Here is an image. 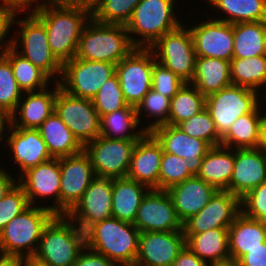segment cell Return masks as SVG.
<instances>
[{"label": "cell", "mask_w": 266, "mask_h": 266, "mask_svg": "<svg viewBox=\"0 0 266 266\" xmlns=\"http://www.w3.org/2000/svg\"><path fill=\"white\" fill-rule=\"evenodd\" d=\"M43 23L52 54L63 65L76 55L78 42L91 12L62 1L40 0L31 10Z\"/></svg>", "instance_id": "6da1fadb"}, {"label": "cell", "mask_w": 266, "mask_h": 266, "mask_svg": "<svg viewBox=\"0 0 266 266\" xmlns=\"http://www.w3.org/2000/svg\"><path fill=\"white\" fill-rule=\"evenodd\" d=\"M140 231L133 223L115 217L91 225L85 231L86 247L120 266L134 265L138 254Z\"/></svg>", "instance_id": "7a4b0ae2"}, {"label": "cell", "mask_w": 266, "mask_h": 266, "mask_svg": "<svg viewBox=\"0 0 266 266\" xmlns=\"http://www.w3.org/2000/svg\"><path fill=\"white\" fill-rule=\"evenodd\" d=\"M85 247V232L66 215H56L44 228L32 260L42 266H73Z\"/></svg>", "instance_id": "3957f363"}, {"label": "cell", "mask_w": 266, "mask_h": 266, "mask_svg": "<svg viewBox=\"0 0 266 266\" xmlns=\"http://www.w3.org/2000/svg\"><path fill=\"white\" fill-rule=\"evenodd\" d=\"M135 48L125 25L103 24L90 18L81 32L75 57L117 65Z\"/></svg>", "instance_id": "277c9868"}, {"label": "cell", "mask_w": 266, "mask_h": 266, "mask_svg": "<svg viewBox=\"0 0 266 266\" xmlns=\"http://www.w3.org/2000/svg\"><path fill=\"white\" fill-rule=\"evenodd\" d=\"M39 205H30L0 231L1 256L32 259L44 228L56 216Z\"/></svg>", "instance_id": "5b68a950"}, {"label": "cell", "mask_w": 266, "mask_h": 266, "mask_svg": "<svg viewBox=\"0 0 266 266\" xmlns=\"http://www.w3.org/2000/svg\"><path fill=\"white\" fill-rule=\"evenodd\" d=\"M18 14L21 17L18 11L13 22L19 29L13 32L16 34L12 37L13 49L50 79L53 78V82H59L63 65L51 52L44 23L32 11H21V14H27L21 20L17 17Z\"/></svg>", "instance_id": "8992f818"}, {"label": "cell", "mask_w": 266, "mask_h": 266, "mask_svg": "<svg viewBox=\"0 0 266 266\" xmlns=\"http://www.w3.org/2000/svg\"><path fill=\"white\" fill-rule=\"evenodd\" d=\"M176 0H141L125 27L136 48H150L165 33L177 29L182 20L175 12Z\"/></svg>", "instance_id": "52a82bcc"}, {"label": "cell", "mask_w": 266, "mask_h": 266, "mask_svg": "<svg viewBox=\"0 0 266 266\" xmlns=\"http://www.w3.org/2000/svg\"><path fill=\"white\" fill-rule=\"evenodd\" d=\"M260 93L247 87L230 85L205 98V108L221 139L237 118L252 113L260 104L263 106Z\"/></svg>", "instance_id": "ba28073f"}, {"label": "cell", "mask_w": 266, "mask_h": 266, "mask_svg": "<svg viewBox=\"0 0 266 266\" xmlns=\"http://www.w3.org/2000/svg\"><path fill=\"white\" fill-rule=\"evenodd\" d=\"M158 63L171 70L185 83L195 73L196 52L191 31L182 23L177 29L165 33L151 47Z\"/></svg>", "instance_id": "9c48e42d"}, {"label": "cell", "mask_w": 266, "mask_h": 266, "mask_svg": "<svg viewBox=\"0 0 266 266\" xmlns=\"http://www.w3.org/2000/svg\"><path fill=\"white\" fill-rule=\"evenodd\" d=\"M115 73V64L74 57L63 64L59 84L71 96L92 99Z\"/></svg>", "instance_id": "30bf717a"}, {"label": "cell", "mask_w": 266, "mask_h": 266, "mask_svg": "<svg viewBox=\"0 0 266 266\" xmlns=\"http://www.w3.org/2000/svg\"><path fill=\"white\" fill-rule=\"evenodd\" d=\"M138 140L107 139L97 137L84 146L90 157L96 177L126 178L133 150Z\"/></svg>", "instance_id": "8fae6325"}, {"label": "cell", "mask_w": 266, "mask_h": 266, "mask_svg": "<svg viewBox=\"0 0 266 266\" xmlns=\"http://www.w3.org/2000/svg\"><path fill=\"white\" fill-rule=\"evenodd\" d=\"M155 61L150 48H135L116 65L120 88L128 105L136 107L151 89Z\"/></svg>", "instance_id": "7c38bea8"}, {"label": "cell", "mask_w": 266, "mask_h": 266, "mask_svg": "<svg viewBox=\"0 0 266 266\" xmlns=\"http://www.w3.org/2000/svg\"><path fill=\"white\" fill-rule=\"evenodd\" d=\"M54 111L83 146L100 136V117L92 99L71 96L60 88Z\"/></svg>", "instance_id": "4fadbf2b"}, {"label": "cell", "mask_w": 266, "mask_h": 266, "mask_svg": "<svg viewBox=\"0 0 266 266\" xmlns=\"http://www.w3.org/2000/svg\"><path fill=\"white\" fill-rule=\"evenodd\" d=\"M18 184L23 188L28 202L32 206H37L36 202L51 197L53 204L41 205L55 215H60V161L59 158L40 163L23 172L18 178ZM38 199V200H37Z\"/></svg>", "instance_id": "5bb4252c"}, {"label": "cell", "mask_w": 266, "mask_h": 266, "mask_svg": "<svg viewBox=\"0 0 266 266\" xmlns=\"http://www.w3.org/2000/svg\"><path fill=\"white\" fill-rule=\"evenodd\" d=\"M60 161V215H66L81 199L96 177L88 154L83 150L78 154L59 158Z\"/></svg>", "instance_id": "9a60e30c"}, {"label": "cell", "mask_w": 266, "mask_h": 266, "mask_svg": "<svg viewBox=\"0 0 266 266\" xmlns=\"http://www.w3.org/2000/svg\"><path fill=\"white\" fill-rule=\"evenodd\" d=\"M140 232L183 231L166 190L150 189L142 199L133 223Z\"/></svg>", "instance_id": "2e32d148"}, {"label": "cell", "mask_w": 266, "mask_h": 266, "mask_svg": "<svg viewBox=\"0 0 266 266\" xmlns=\"http://www.w3.org/2000/svg\"><path fill=\"white\" fill-rule=\"evenodd\" d=\"M241 213V199L228 190H217L196 215L183 223L184 234H197L215 228H229Z\"/></svg>", "instance_id": "e0dca14e"}, {"label": "cell", "mask_w": 266, "mask_h": 266, "mask_svg": "<svg viewBox=\"0 0 266 266\" xmlns=\"http://www.w3.org/2000/svg\"><path fill=\"white\" fill-rule=\"evenodd\" d=\"M66 216L83 232L91 225L112 217V179L95 177Z\"/></svg>", "instance_id": "ac0fdd59"}, {"label": "cell", "mask_w": 266, "mask_h": 266, "mask_svg": "<svg viewBox=\"0 0 266 266\" xmlns=\"http://www.w3.org/2000/svg\"><path fill=\"white\" fill-rule=\"evenodd\" d=\"M209 16L210 18L203 19L204 21L193 27L187 25L192 34L196 56L231 61L234 50V24L216 20L213 15Z\"/></svg>", "instance_id": "d6986e66"}, {"label": "cell", "mask_w": 266, "mask_h": 266, "mask_svg": "<svg viewBox=\"0 0 266 266\" xmlns=\"http://www.w3.org/2000/svg\"><path fill=\"white\" fill-rule=\"evenodd\" d=\"M185 246L183 231L140 232L137 266H173Z\"/></svg>", "instance_id": "ffe728a7"}, {"label": "cell", "mask_w": 266, "mask_h": 266, "mask_svg": "<svg viewBox=\"0 0 266 266\" xmlns=\"http://www.w3.org/2000/svg\"><path fill=\"white\" fill-rule=\"evenodd\" d=\"M151 133L160 142L163 152L186 159L190 163V173L193 176L199 174L203 158L212 148L208 142L191 137L169 124L159 126Z\"/></svg>", "instance_id": "44dd1931"}, {"label": "cell", "mask_w": 266, "mask_h": 266, "mask_svg": "<svg viewBox=\"0 0 266 266\" xmlns=\"http://www.w3.org/2000/svg\"><path fill=\"white\" fill-rule=\"evenodd\" d=\"M12 152L13 160L19 167L18 177L26 170L53 158L38 129L13 127L4 140Z\"/></svg>", "instance_id": "7402d4cb"}, {"label": "cell", "mask_w": 266, "mask_h": 266, "mask_svg": "<svg viewBox=\"0 0 266 266\" xmlns=\"http://www.w3.org/2000/svg\"><path fill=\"white\" fill-rule=\"evenodd\" d=\"M163 148L151 132H146L135 144L127 178L158 190Z\"/></svg>", "instance_id": "603a6c76"}, {"label": "cell", "mask_w": 266, "mask_h": 266, "mask_svg": "<svg viewBox=\"0 0 266 266\" xmlns=\"http://www.w3.org/2000/svg\"><path fill=\"white\" fill-rule=\"evenodd\" d=\"M266 181V154L258 148L234 149L230 192L240 199Z\"/></svg>", "instance_id": "cb8c5ba5"}, {"label": "cell", "mask_w": 266, "mask_h": 266, "mask_svg": "<svg viewBox=\"0 0 266 266\" xmlns=\"http://www.w3.org/2000/svg\"><path fill=\"white\" fill-rule=\"evenodd\" d=\"M53 85L52 91L49 86L41 91L23 93L11 114L13 127L37 129L54 112L57 91L61 87L59 82Z\"/></svg>", "instance_id": "d4e9b609"}, {"label": "cell", "mask_w": 266, "mask_h": 266, "mask_svg": "<svg viewBox=\"0 0 266 266\" xmlns=\"http://www.w3.org/2000/svg\"><path fill=\"white\" fill-rule=\"evenodd\" d=\"M166 191L172 200L178 218L183 224L208 204L217 189L198 176H192L173 185Z\"/></svg>", "instance_id": "484cf974"}, {"label": "cell", "mask_w": 266, "mask_h": 266, "mask_svg": "<svg viewBox=\"0 0 266 266\" xmlns=\"http://www.w3.org/2000/svg\"><path fill=\"white\" fill-rule=\"evenodd\" d=\"M228 232L230 259L236 261L266 242V223L246 217L242 212L229 226Z\"/></svg>", "instance_id": "4316f807"}, {"label": "cell", "mask_w": 266, "mask_h": 266, "mask_svg": "<svg viewBox=\"0 0 266 266\" xmlns=\"http://www.w3.org/2000/svg\"><path fill=\"white\" fill-rule=\"evenodd\" d=\"M184 236L185 246L207 265L230 259L228 228H215Z\"/></svg>", "instance_id": "83f0119b"}, {"label": "cell", "mask_w": 266, "mask_h": 266, "mask_svg": "<svg viewBox=\"0 0 266 266\" xmlns=\"http://www.w3.org/2000/svg\"><path fill=\"white\" fill-rule=\"evenodd\" d=\"M150 188L126 178L112 179V217L134 223L142 199Z\"/></svg>", "instance_id": "f1b7e54d"}, {"label": "cell", "mask_w": 266, "mask_h": 266, "mask_svg": "<svg viewBox=\"0 0 266 266\" xmlns=\"http://www.w3.org/2000/svg\"><path fill=\"white\" fill-rule=\"evenodd\" d=\"M37 129L53 158L75 155L84 150L55 111Z\"/></svg>", "instance_id": "f546056e"}, {"label": "cell", "mask_w": 266, "mask_h": 266, "mask_svg": "<svg viewBox=\"0 0 266 266\" xmlns=\"http://www.w3.org/2000/svg\"><path fill=\"white\" fill-rule=\"evenodd\" d=\"M190 84L194 85L205 97L232 85L230 61L197 57L195 73Z\"/></svg>", "instance_id": "4dcf8cb0"}, {"label": "cell", "mask_w": 266, "mask_h": 266, "mask_svg": "<svg viewBox=\"0 0 266 266\" xmlns=\"http://www.w3.org/2000/svg\"><path fill=\"white\" fill-rule=\"evenodd\" d=\"M234 167V149L224 146L212 147L203 158L199 178L217 190L230 192V180Z\"/></svg>", "instance_id": "1f68e13d"}, {"label": "cell", "mask_w": 266, "mask_h": 266, "mask_svg": "<svg viewBox=\"0 0 266 266\" xmlns=\"http://www.w3.org/2000/svg\"><path fill=\"white\" fill-rule=\"evenodd\" d=\"M145 133L134 106L129 105L100 117V136L104 138L139 140Z\"/></svg>", "instance_id": "d6a6232c"}, {"label": "cell", "mask_w": 266, "mask_h": 266, "mask_svg": "<svg viewBox=\"0 0 266 266\" xmlns=\"http://www.w3.org/2000/svg\"><path fill=\"white\" fill-rule=\"evenodd\" d=\"M261 104L252 112L237 118L227 134L221 139V146L231 149L257 148L260 125L264 116Z\"/></svg>", "instance_id": "836d02e7"}, {"label": "cell", "mask_w": 266, "mask_h": 266, "mask_svg": "<svg viewBox=\"0 0 266 266\" xmlns=\"http://www.w3.org/2000/svg\"><path fill=\"white\" fill-rule=\"evenodd\" d=\"M207 6L218 9L226 14L224 18L214 17L216 20L230 24L242 22L266 21V0H207Z\"/></svg>", "instance_id": "e575fe53"}, {"label": "cell", "mask_w": 266, "mask_h": 266, "mask_svg": "<svg viewBox=\"0 0 266 266\" xmlns=\"http://www.w3.org/2000/svg\"><path fill=\"white\" fill-rule=\"evenodd\" d=\"M266 55V21L234 24L233 58Z\"/></svg>", "instance_id": "d590c367"}, {"label": "cell", "mask_w": 266, "mask_h": 266, "mask_svg": "<svg viewBox=\"0 0 266 266\" xmlns=\"http://www.w3.org/2000/svg\"><path fill=\"white\" fill-rule=\"evenodd\" d=\"M230 75L232 85L247 87L258 92L265 91L266 55L233 58L230 61Z\"/></svg>", "instance_id": "8d00e7d4"}, {"label": "cell", "mask_w": 266, "mask_h": 266, "mask_svg": "<svg viewBox=\"0 0 266 266\" xmlns=\"http://www.w3.org/2000/svg\"><path fill=\"white\" fill-rule=\"evenodd\" d=\"M3 55L10 61L14 77L23 93L44 90L53 82L38 67L18 54L13 47L7 49Z\"/></svg>", "instance_id": "74e56055"}, {"label": "cell", "mask_w": 266, "mask_h": 266, "mask_svg": "<svg viewBox=\"0 0 266 266\" xmlns=\"http://www.w3.org/2000/svg\"><path fill=\"white\" fill-rule=\"evenodd\" d=\"M205 98L194 85L184 83L171 98L168 124L177 126L182 121L198 114L205 108Z\"/></svg>", "instance_id": "f35d334b"}, {"label": "cell", "mask_w": 266, "mask_h": 266, "mask_svg": "<svg viewBox=\"0 0 266 266\" xmlns=\"http://www.w3.org/2000/svg\"><path fill=\"white\" fill-rule=\"evenodd\" d=\"M170 103L171 98L156 92L152 88L145 94L142 101L136 106V113L140 125H142L141 120H143L141 117L146 116L144 118H153L152 120L154 121L147 126H142L146 132H151L159 126L168 124Z\"/></svg>", "instance_id": "ab89813d"}, {"label": "cell", "mask_w": 266, "mask_h": 266, "mask_svg": "<svg viewBox=\"0 0 266 266\" xmlns=\"http://www.w3.org/2000/svg\"><path fill=\"white\" fill-rule=\"evenodd\" d=\"M141 0H102L91 12L95 22L122 24L130 20L133 10Z\"/></svg>", "instance_id": "60d3db41"}, {"label": "cell", "mask_w": 266, "mask_h": 266, "mask_svg": "<svg viewBox=\"0 0 266 266\" xmlns=\"http://www.w3.org/2000/svg\"><path fill=\"white\" fill-rule=\"evenodd\" d=\"M192 176L190 163L186 159L163 152L158 176V190H167Z\"/></svg>", "instance_id": "b9f144b4"}, {"label": "cell", "mask_w": 266, "mask_h": 266, "mask_svg": "<svg viewBox=\"0 0 266 266\" xmlns=\"http://www.w3.org/2000/svg\"><path fill=\"white\" fill-rule=\"evenodd\" d=\"M92 103L99 117L129 106L124 99L116 73L101 86L92 98Z\"/></svg>", "instance_id": "7bdbcfd3"}, {"label": "cell", "mask_w": 266, "mask_h": 266, "mask_svg": "<svg viewBox=\"0 0 266 266\" xmlns=\"http://www.w3.org/2000/svg\"><path fill=\"white\" fill-rule=\"evenodd\" d=\"M177 127L191 137L208 142L212 147L221 145V138L206 108H203L198 114L193 115L191 118L182 121Z\"/></svg>", "instance_id": "ee69618b"}, {"label": "cell", "mask_w": 266, "mask_h": 266, "mask_svg": "<svg viewBox=\"0 0 266 266\" xmlns=\"http://www.w3.org/2000/svg\"><path fill=\"white\" fill-rule=\"evenodd\" d=\"M22 95L23 91L14 77L10 61L0 55V108L12 114Z\"/></svg>", "instance_id": "f6af8a7d"}, {"label": "cell", "mask_w": 266, "mask_h": 266, "mask_svg": "<svg viewBox=\"0 0 266 266\" xmlns=\"http://www.w3.org/2000/svg\"><path fill=\"white\" fill-rule=\"evenodd\" d=\"M30 206L23 188L17 183L1 200H0V231L14 217L21 214Z\"/></svg>", "instance_id": "bcb514c9"}, {"label": "cell", "mask_w": 266, "mask_h": 266, "mask_svg": "<svg viewBox=\"0 0 266 266\" xmlns=\"http://www.w3.org/2000/svg\"><path fill=\"white\" fill-rule=\"evenodd\" d=\"M185 82L162 64L153 63L151 88L164 96L172 98Z\"/></svg>", "instance_id": "7dc6e473"}, {"label": "cell", "mask_w": 266, "mask_h": 266, "mask_svg": "<svg viewBox=\"0 0 266 266\" xmlns=\"http://www.w3.org/2000/svg\"><path fill=\"white\" fill-rule=\"evenodd\" d=\"M241 212L246 217L266 223V181L241 198Z\"/></svg>", "instance_id": "c3c4849f"}, {"label": "cell", "mask_w": 266, "mask_h": 266, "mask_svg": "<svg viewBox=\"0 0 266 266\" xmlns=\"http://www.w3.org/2000/svg\"><path fill=\"white\" fill-rule=\"evenodd\" d=\"M17 12L13 7L0 5V55H3L7 49L12 47V39L10 38L9 32L13 26L14 17ZM7 35H9V38Z\"/></svg>", "instance_id": "681fc988"}, {"label": "cell", "mask_w": 266, "mask_h": 266, "mask_svg": "<svg viewBox=\"0 0 266 266\" xmlns=\"http://www.w3.org/2000/svg\"><path fill=\"white\" fill-rule=\"evenodd\" d=\"M73 266H120L115 261L109 260L102 254H99L85 247L78 255Z\"/></svg>", "instance_id": "f907efd6"}, {"label": "cell", "mask_w": 266, "mask_h": 266, "mask_svg": "<svg viewBox=\"0 0 266 266\" xmlns=\"http://www.w3.org/2000/svg\"><path fill=\"white\" fill-rule=\"evenodd\" d=\"M238 262L240 266H266V242L249 250Z\"/></svg>", "instance_id": "816d5d0a"}, {"label": "cell", "mask_w": 266, "mask_h": 266, "mask_svg": "<svg viewBox=\"0 0 266 266\" xmlns=\"http://www.w3.org/2000/svg\"><path fill=\"white\" fill-rule=\"evenodd\" d=\"M173 266H208L202 259L195 255L189 248H184L179 252Z\"/></svg>", "instance_id": "f5cc1de1"}, {"label": "cell", "mask_w": 266, "mask_h": 266, "mask_svg": "<svg viewBox=\"0 0 266 266\" xmlns=\"http://www.w3.org/2000/svg\"><path fill=\"white\" fill-rule=\"evenodd\" d=\"M9 173L7 169L0 166V200L18 183L16 174L13 176Z\"/></svg>", "instance_id": "db71d44e"}, {"label": "cell", "mask_w": 266, "mask_h": 266, "mask_svg": "<svg viewBox=\"0 0 266 266\" xmlns=\"http://www.w3.org/2000/svg\"><path fill=\"white\" fill-rule=\"evenodd\" d=\"M0 1H1L0 5L13 7L20 12L21 11L25 12L27 10L31 11L40 2V0H0Z\"/></svg>", "instance_id": "11a10c76"}, {"label": "cell", "mask_w": 266, "mask_h": 266, "mask_svg": "<svg viewBox=\"0 0 266 266\" xmlns=\"http://www.w3.org/2000/svg\"><path fill=\"white\" fill-rule=\"evenodd\" d=\"M11 126H12L11 114L5 109L0 108V143L1 144L5 143L3 141L5 140V137L7 136L6 133L9 132V129L11 128ZM3 133L5 135H3Z\"/></svg>", "instance_id": "9f6ffc18"}, {"label": "cell", "mask_w": 266, "mask_h": 266, "mask_svg": "<svg viewBox=\"0 0 266 266\" xmlns=\"http://www.w3.org/2000/svg\"><path fill=\"white\" fill-rule=\"evenodd\" d=\"M101 1L102 0H63L62 2L71 6L81 7L92 12Z\"/></svg>", "instance_id": "6f0895ef"}, {"label": "cell", "mask_w": 266, "mask_h": 266, "mask_svg": "<svg viewBox=\"0 0 266 266\" xmlns=\"http://www.w3.org/2000/svg\"><path fill=\"white\" fill-rule=\"evenodd\" d=\"M264 110V116L260 125L259 143L257 148L266 154V108H264Z\"/></svg>", "instance_id": "680465c9"}, {"label": "cell", "mask_w": 266, "mask_h": 266, "mask_svg": "<svg viewBox=\"0 0 266 266\" xmlns=\"http://www.w3.org/2000/svg\"><path fill=\"white\" fill-rule=\"evenodd\" d=\"M26 259L0 255V266H25Z\"/></svg>", "instance_id": "91938a15"}, {"label": "cell", "mask_w": 266, "mask_h": 266, "mask_svg": "<svg viewBox=\"0 0 266 266\" xmlns=\"http://www.w3.org/2000/svg\"><path fill=\"white\" fill-rule=\"evenodd\" d=\"M208 266H240V265L238 261L229 259L226 261L212 263V264H209Z\"/></svg>", "instance_id": "94428289"}, {"label": "cell", "mask_w": 266, "mask_h": 266, "mask_svg": "<svg viewBox=\"0 0 266 266\" xmlns=\"http://www.w3.org/2000/svg\"><path fill=\"white\" fill-rule=\"evenodd\" d=\"M25 266H42V265L36 263V262L33 261L32 259H26Z\"/></svg>", "instance_id": "6125c7cd"}, {"label": "cell", "mask_w": 266, "mask_h": 266, "mask_svg": "<svg viewBox=\"0 0 266 266\" xmlns=\"http://www.w3.org/2000/svg\"><path fill=\"white\" fill-rule=\"evenodd\" d=\"M265 91H266V89H265ZM263 93H264V95L262 94L261 97H263L262 99H264V101H262V102L264 103V102H266V92H263Z\"/></svg>", "instance_id": "be15d7a7"}]
</instances>
